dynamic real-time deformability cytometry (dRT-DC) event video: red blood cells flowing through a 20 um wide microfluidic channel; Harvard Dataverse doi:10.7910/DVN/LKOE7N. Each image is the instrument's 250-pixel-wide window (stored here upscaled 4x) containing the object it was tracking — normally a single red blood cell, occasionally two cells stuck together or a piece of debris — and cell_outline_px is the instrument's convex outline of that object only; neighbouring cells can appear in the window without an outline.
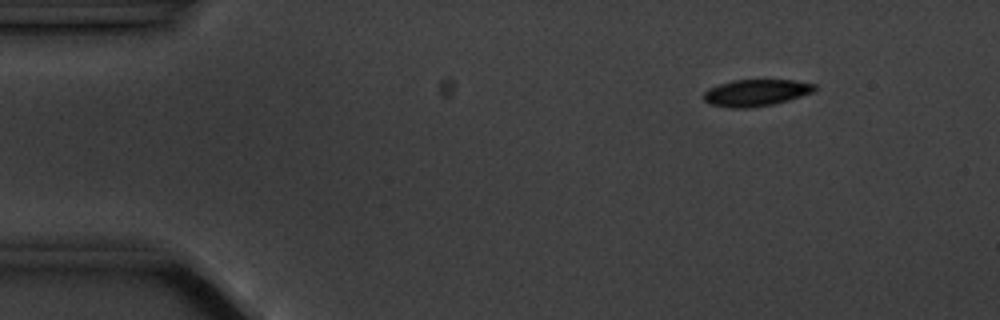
{"species": "common noctule bat (a hibernating species)", "species_latin": "Nyctalus noctula", "temperature_condition": "cold", "stored_images_in_passage": 6, "camera_frame_rate_fps": 3000, "um_per_image_px": 0.085, "animal": {"sex": "male", "body_mass_g": 20.1, "forearm_length_mm": 53.5}, "frame": {"image": 1, "passage_image": 2, "time_ms": 1.0, "image_size_px": [1000, 320], "cell_outline_px": [[816, 88], [812, 92], [788, 100], [772, 104], [752, 108], [732, 108], [708, 104], [704, 100], [704, 92], [708, 88], [732, 80], [796, 80], [816, 84]], "centroid_in_image_um": [64.24, 7.88], "position_along_channel_um": 20.8, "area_um2": 17.28}}
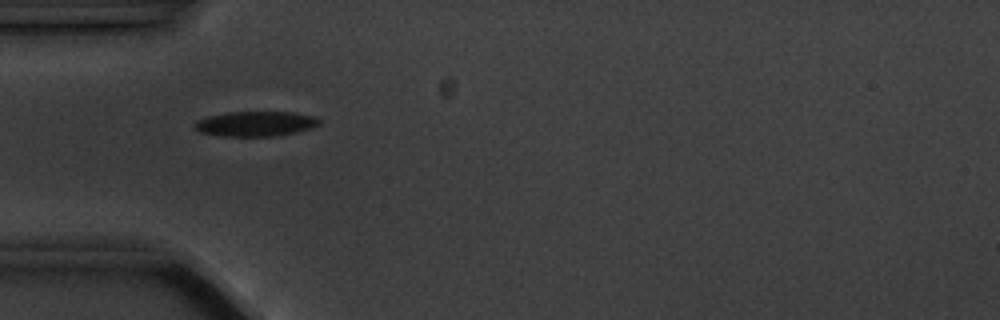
{"frame": {"image": 2, "passage_image": 5, "time_ms": 4.333, "image_size_px": [1000, 320], "cell_outline_px": [[320, 124], [312, 128], [280, 136], [220, 136], [200, 132], [196, 128], [196, 120], [208, 116], [228, 112], [292, 112], [312, 116], [320, 120]], "centroid_in_image_um": [21.74, 10.52], "position_along_channel_um": 63.3, "area_um2": 18.09}}